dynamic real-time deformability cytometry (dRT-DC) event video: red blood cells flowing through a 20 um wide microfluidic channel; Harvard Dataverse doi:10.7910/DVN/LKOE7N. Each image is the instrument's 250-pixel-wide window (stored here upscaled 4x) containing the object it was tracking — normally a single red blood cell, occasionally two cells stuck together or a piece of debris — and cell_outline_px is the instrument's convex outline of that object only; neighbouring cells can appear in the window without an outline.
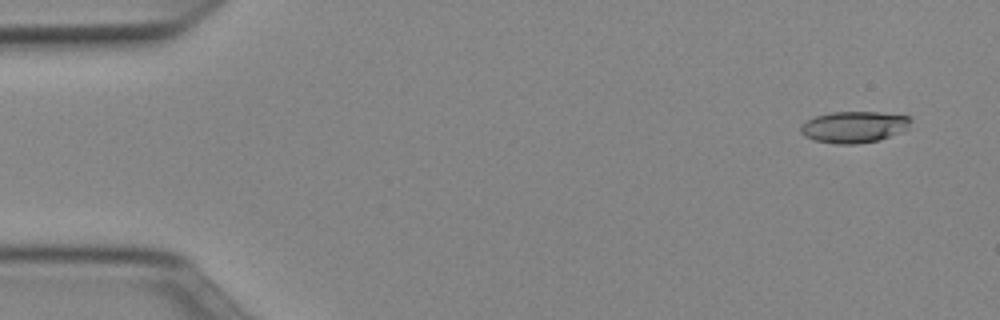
{"species": "Egyptian fruit bat (a non-hibernating species)", "species_latin": "Rousettus aegyptiacus", "temperature_condition": "cold", "stored_images_in_passage": 15, "camera_frame_rate_fps": 3000, "um_per_image_px": 0.085, "animal": {"sex": "female"}, "frame": {"image": 1, "passage_image": 3, "time_ms": 0.667, "image_size_px": [1000, 320], "cell_outline_px": [[912, 120], [908, 128], [900, 132], [880, 140], [856, 144], [836, 144], [816, 140], [804, 136], [800, 132], [800, 128], [808, 120], [816, 116], [832, 112], [880, 112], [908, 116]], "centroid_in_image_um": [72.61, 10.79], "position_along_channel_um": 12.4, "area_um2": 20.06}}
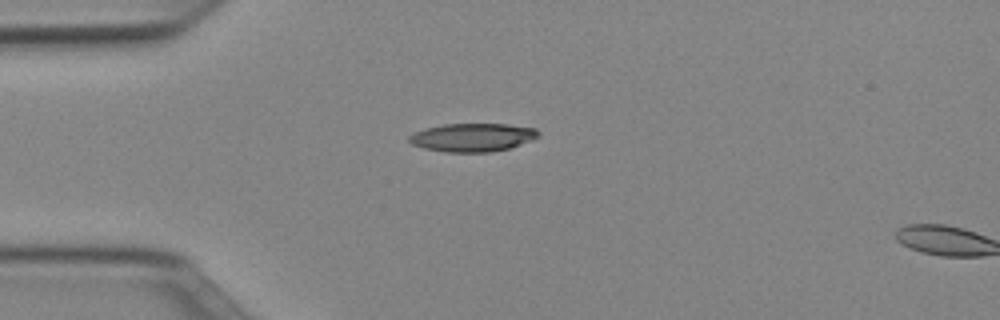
{"frame": {"image": 2, "passage_image": 13, "time_ms": 4.0, "image_size_px": [1000, 320], "cell_outline_px": [[540, 136], [532, 140], [508, 148], [488, 152], [444, 152], [424, 148], [412, 144], [408, 140], [408, 136], [424, 128], [444, 124], [508, 124], [536, 128], [540, 132]], "centroid_in_image_um": [40.17, 11.67], "position_along_channel_um": 44.8, "area_um2": 21.33}}